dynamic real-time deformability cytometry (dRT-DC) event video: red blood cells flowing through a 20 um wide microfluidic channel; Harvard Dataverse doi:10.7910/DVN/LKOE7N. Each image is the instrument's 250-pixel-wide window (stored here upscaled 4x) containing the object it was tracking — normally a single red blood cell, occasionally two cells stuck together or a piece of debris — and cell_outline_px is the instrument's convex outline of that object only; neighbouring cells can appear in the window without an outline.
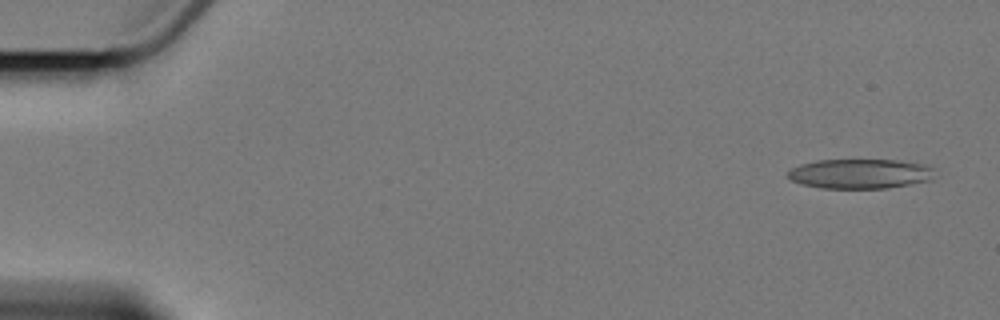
{"species": "Egyptian fruit bat (a non-hibernating species)", "species_latin": "Rousettus aegyptiacus", "temperature_condition": "cold", "stored_images_in_passage": 14, "camera_frame_rate_fps": 3000, "um_per_image_px": 0.085, "animal": {"sex": "female"}, "frame": {"image": 1, "passage_image": 1, "time_ms": 0.0, "image_size_px": [1000, 320], "cell_outline_px": [[932, 180], [888, 188], [820, 188], [804, 184], [792, 180], [788, 176], [788, 172], [792, 168], [800, 164], [816, 160], [900, 160], [928, 164], [932, 168]], "centroid_in_image_um": [73.14, 14.76], "position_along_channel_um": 11.9, "area_um2": 25.37}}
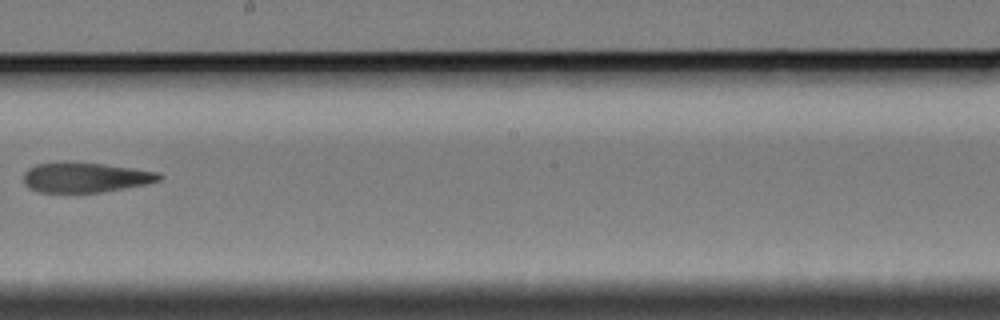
{"frame": {"image": 2, "passage_image": 8, "time_ms": 10.667, "image_size_px": [1000, 320], "cell_outline_px": [[164, 176], [160, 180], [144, 184], [124, 188], [100, 192], [40, 192], [28, 188], [24, 184], [24, 172], [28, 168], [36, 164], [104, 164], [160, 172]], "centroid_in_image_um": [7.28, 15.1], "position_along_channel_um": 240.9, "area_um2": 23.0}}
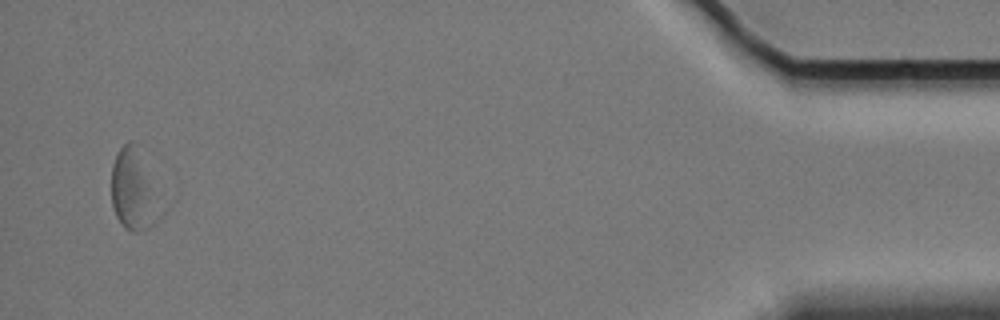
{"frame": {"image": 3, "passage_image": 14, "time_ms": 18.333, "image_size_px": [1000, 320], "cell_outline_px": [[144, 196], [136, 232], [132, 232], [124, 228], [116, 216], [112, 204], [112, 164], [120, 148], [128, 140], [136, 140], [144, 180]], "centroid_in_image_um": [10.87, 15.79], "position_along_channel_um": 424.3, "area_um2": 16.59}, "authors_computed_cell_mechanics": {"area_um2": 24.6806, "velocity_mm_per_s": 3.3542, "shape_relaxation_time_tau1_ms": null, "shape_relaxation_time_tau2_ms": 7.6339, "deformation_change_tau1": null, "deformation_change_tau2": 0.1578}}